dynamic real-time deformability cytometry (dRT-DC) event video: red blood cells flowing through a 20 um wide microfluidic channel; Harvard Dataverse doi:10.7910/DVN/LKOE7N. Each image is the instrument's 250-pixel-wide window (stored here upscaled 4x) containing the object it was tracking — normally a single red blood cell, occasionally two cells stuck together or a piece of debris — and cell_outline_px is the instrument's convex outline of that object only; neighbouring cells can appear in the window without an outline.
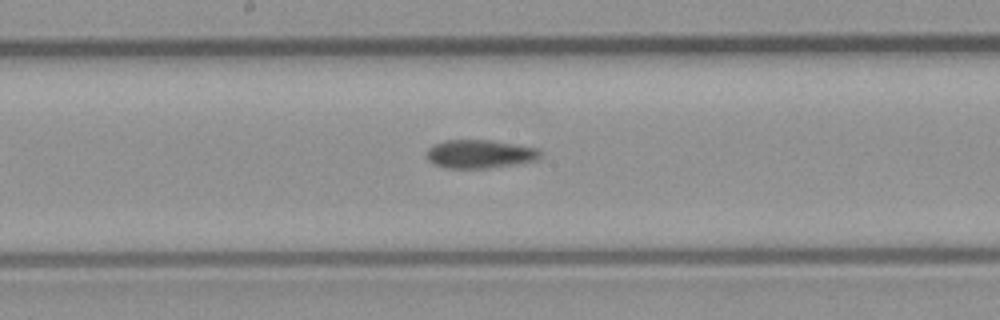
{"species": "common noctule bat (a hibernating species)", "species_latin": "Nyctalus noctula", "temperature_condition": "room temperature", "stored_images_in_passage": 5, "camera_frame_rate_fps": 3000, "um_per_image_px": 0.085, "animal": {"sex": "male", "body_mass_g": 23.1, "forearm_length_mm": 52.7}, "frame": {"image": 1, "passage_image": 5, "time_ms": 1.333, "image_size_px": [1000, 320], "cell_outline_px": [[540, 156], [536, 160], [516, 164], [488, 168], [444, 168], [432, 164], [424, 156], [428, 148], [432, 144], [444, 140], [492, 140], [536, 148], [540, 152]], "centroid_in_image_um": [40.69, 13.09], "position_along_channel_um": 207.5, "area_um2": 19.02}}